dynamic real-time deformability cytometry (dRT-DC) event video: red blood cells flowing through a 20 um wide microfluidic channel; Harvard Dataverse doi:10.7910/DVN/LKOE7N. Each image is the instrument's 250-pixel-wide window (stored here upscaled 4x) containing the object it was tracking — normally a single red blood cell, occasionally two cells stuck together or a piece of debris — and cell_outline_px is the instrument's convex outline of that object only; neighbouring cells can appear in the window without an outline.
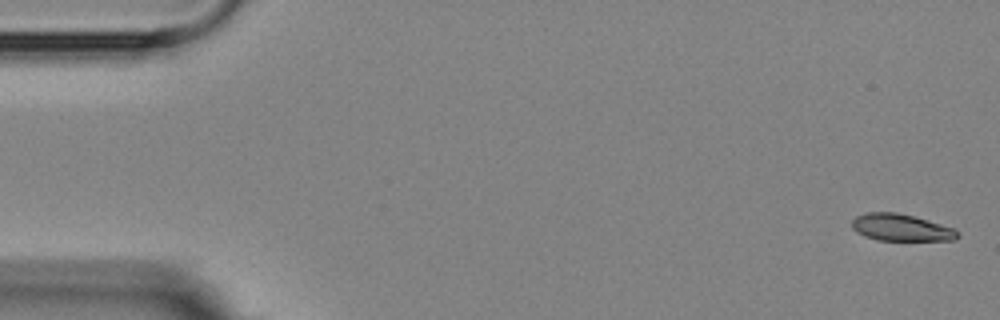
{"species": "Egyptian fruit bat (a non-hibernating species)", "species_latin": "Rousettus aegyptiacus", "temperature_condition": "room temperature", "stored_images_in_passage": 2, "camera_frame_rate_fps": 3000, "um_per_image_px": 0.085, "animal": {"sex": "female"}, "frame": {"image": 1, "passage_image": 2, "time_ms": 1.333, "image_size_px": [1000, 320], "cell_outline_px": [[960, 236], [956, 240], [880, 240], [864, 236], [856, 232], [852, 228], [852, 220], [856, 216], [864, 212], [896, 212], [928, 220], [952, 228], [960, 232]], "centroid_in_image_um": [76.57, 19.34], "position_along_channel_um": 8.4, "area_um2": 16.59}}